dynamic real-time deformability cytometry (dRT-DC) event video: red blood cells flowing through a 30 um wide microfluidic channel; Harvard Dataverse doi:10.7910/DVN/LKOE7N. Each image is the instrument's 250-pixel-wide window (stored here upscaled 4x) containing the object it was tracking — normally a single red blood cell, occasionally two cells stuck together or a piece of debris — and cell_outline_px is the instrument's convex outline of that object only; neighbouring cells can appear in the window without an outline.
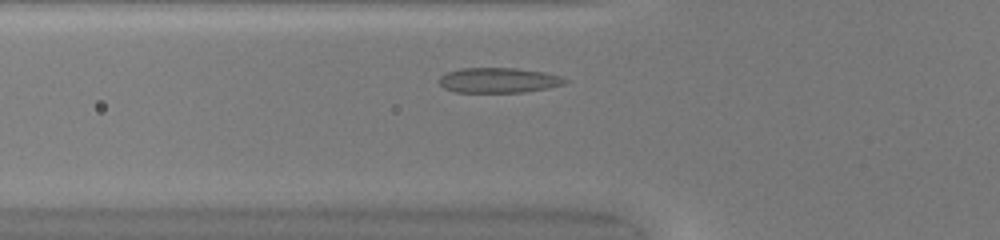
{"species": "common noctule bat (a hibernating species)", "species_latin": "Nyctalus noctula", "temperature_condition": "warm", "stored_images_in_passage": 35, "camera_frame_rate_fps": 3000, "um_per_image_px": 0.085, "animal": {"sex": "female", "body_mass_g": 20.0, "forearm_length_mm": 54.0}, "frame": {"image": 1, "passage_image": 5, "time_ms": 1.333, "image_size_px": [1000, 240], "cell_outline_px": [[568, 80], [564, 84], [548, 88], [524, 92], [456, 92], [444, 88], [440, 84], [440, 76], [448, 72], [464, 68], [516, 68], [544, 72], [560, 76]], "centroid_in_image_um": [42.4, 6.82], "position_along_channel_um": 83.4, "area_um2": 18.26}}
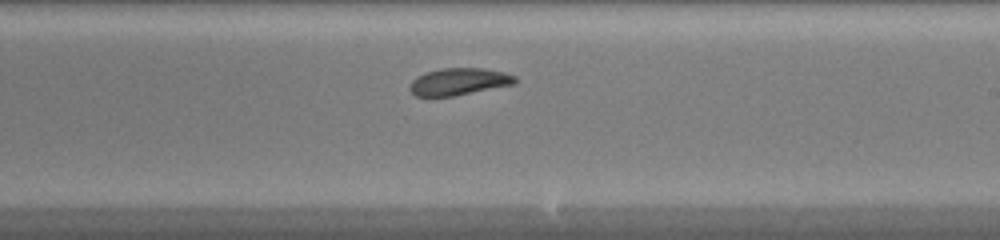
{"frame": {"image": 2, "passage_image": 17, "time_ms": 5.333, "image_size_px": [1000, 240], "cell_outline_px": [[516, 84], [452, 96], [416, 96], [408, 88], [412, 80], [416, 76], [424, 72], [440, 68], [484, 68], [504, 72], [516, 76]], "centroid_in_image_um": [39.0, 6.92], "position_along_channel_um": 250.0, "area_um2": 16.7}}
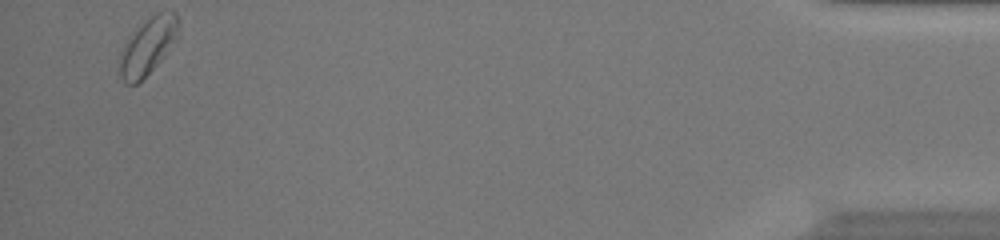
{"frame": {"image": 3, "passage_image": 35, "time_ms": 11.333, "image_size_px": [1000, 240], "cell_outline_px": [[180, 24], [176, 36], [160, 60], [136, 84], [128, 84], [120, 76], [120, 56], [124, 44], [132, 32], [156, 12], [176, 12], [180, 20]], "centroid_in_image_um": [12.56, 3.88], "position_along_channel_um": 422.6, "area_um2": 18.73}, "authors_computed_cell_mechanics": {"area_um2": 17.2822, "velocity_mm_per_s": 4.1746, "shape_relaxation_time_tau1_ms": 8.963, "shape_relaxation_time_tau2_ms": 2.5638, "deformation_change_tau1": 0.1889, "deformation_change_tau2": 0.0578}}